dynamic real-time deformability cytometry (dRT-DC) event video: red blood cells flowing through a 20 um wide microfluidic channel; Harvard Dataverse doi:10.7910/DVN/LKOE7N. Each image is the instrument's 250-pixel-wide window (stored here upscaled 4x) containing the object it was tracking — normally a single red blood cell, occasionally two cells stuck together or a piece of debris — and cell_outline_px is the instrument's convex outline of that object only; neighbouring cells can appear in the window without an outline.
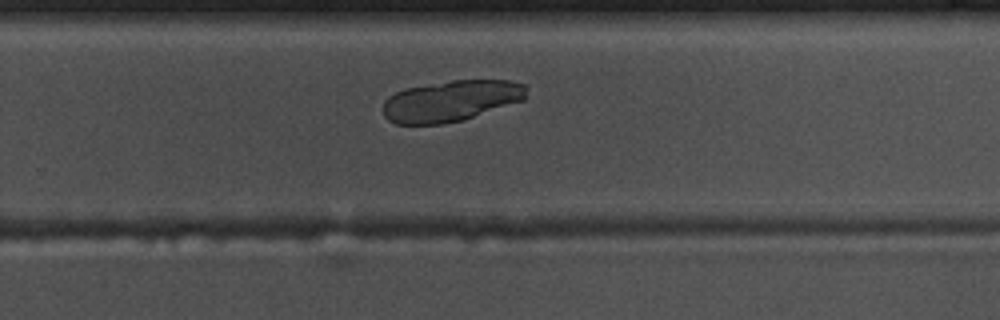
{"species": "common noctule bat (a hibernating species)", "species_latin": "Nyctalus noctula", "temperature_condition": "warm", "stored_images_in_passage": 41, "camera_frame_rate_fps": 3000, "um_per_image_px": 0.085, "animal": {"sex": "male", "body_mass_g": 17.5, "forearm_length_mm": 52.3}, "frame": {"image": 1, "passage_image": 30, "time_ms": 9.667, "image_size_px": [1000, 320], "cell_outline_px": [[528, 88], [524, 100], [464, 120], [440, 124], [396, 124], [388, 120], [384, 116], [384, 100], [388, 96], [404, 88], [452, 80], [508, 80], [528, 84]], "centroid_in_image_um": [38.36, 8.57], "position_along_channel_um": 291.4, "area_um2": 34.62}}